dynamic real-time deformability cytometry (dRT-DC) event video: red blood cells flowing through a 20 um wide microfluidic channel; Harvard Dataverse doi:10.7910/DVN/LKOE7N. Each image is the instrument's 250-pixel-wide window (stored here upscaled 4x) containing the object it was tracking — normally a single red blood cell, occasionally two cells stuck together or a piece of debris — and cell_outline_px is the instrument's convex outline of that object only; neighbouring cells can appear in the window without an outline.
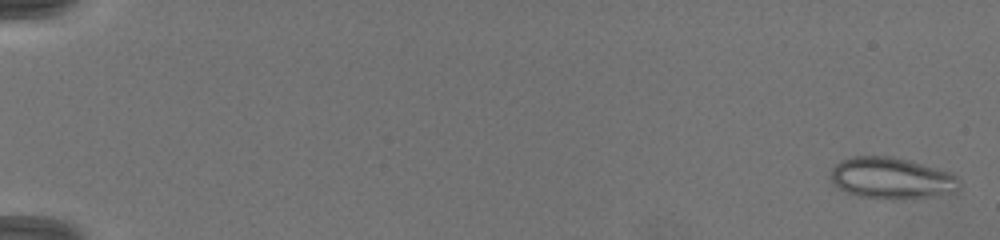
{"species": "common noctule bat (a hibernating species)", "species_latin": "Nyctalus noctula", "temperature_condition": "warm", "stored_images_in_passage": 31, "camera_frame_rate_fps": 3000, "um_per_image_px": 0.085, "animal": {"sex": "female", "body_mass_g": 19.5, "forearm_length_mm": 54.1}, "frame": {"image": 1, "passage_image": 1, "time_ms": 0.0, "image_size_px": [1000, 240], "cell_outline_px": [[960, 188], [916, 196], [860, 196], [848, 192], [832, 184], [832, 168], [840, 160], [852, 156], [892, 156], [912, 160], [952, 172], [960, 180]], "centroid_in_image_um": [75.72, 15.04], "position_along_channel_um": 9.3, "area_um2": 29.65}}
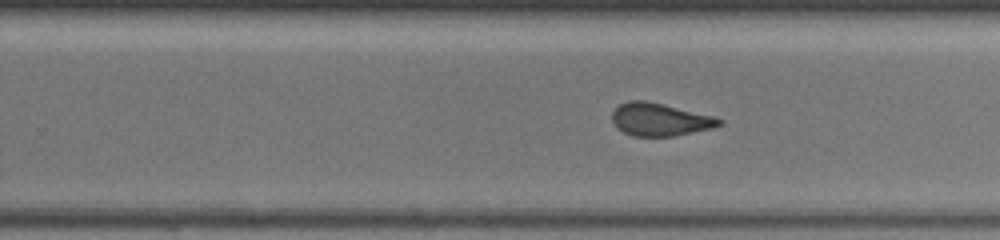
{"frame": {"image": 2, "passage_image": 19, "time_ms": 11.0, "image_size_px": [1000, 240], "cell_outline_px": [[724, 124], [712, 128], [672, 136], [632, 136], [616, 128], [612, 120], [612, 112], [620, 104], [628, 100], [644, 100], [664, 104], [716, 116], [724, 120]], "centroid_in_image_um": [56.11, 10.15], "position_along_channel_um": 273.7, "area_um2": 20.63}}
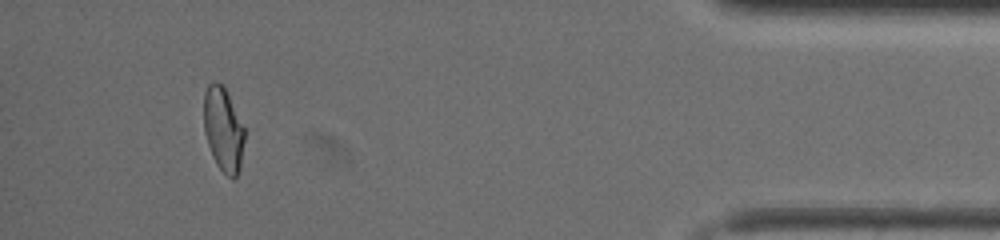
{"frame": {"image": 3, "passage_image": 30, "time_ms": 15.667, "image_size_px": [1000, 240], "cell_outline_px": [[244, 140], [240, 168], [236, 176], [232, 180], [216, 164], [212, 156], [204, 132], [204, 92], [208, 84], [216, 80], [224, 84], [244, 128]], "centroid_in_image_um": [18.97, 10.96], "position_along_channel_um": 416.2, "area_um2": 20.06}, "authors_computed_cell_mechanics": {"area_um2": 20.9236, "velocity_mm_per_s": 4.1901, "shape_relaxation_time_tau1_ms": null, "shape_relaxation_time_tau2_ms": 0.7762, "deformation_change_tau1": null, "deformation_change_tau2": 0.0523}}